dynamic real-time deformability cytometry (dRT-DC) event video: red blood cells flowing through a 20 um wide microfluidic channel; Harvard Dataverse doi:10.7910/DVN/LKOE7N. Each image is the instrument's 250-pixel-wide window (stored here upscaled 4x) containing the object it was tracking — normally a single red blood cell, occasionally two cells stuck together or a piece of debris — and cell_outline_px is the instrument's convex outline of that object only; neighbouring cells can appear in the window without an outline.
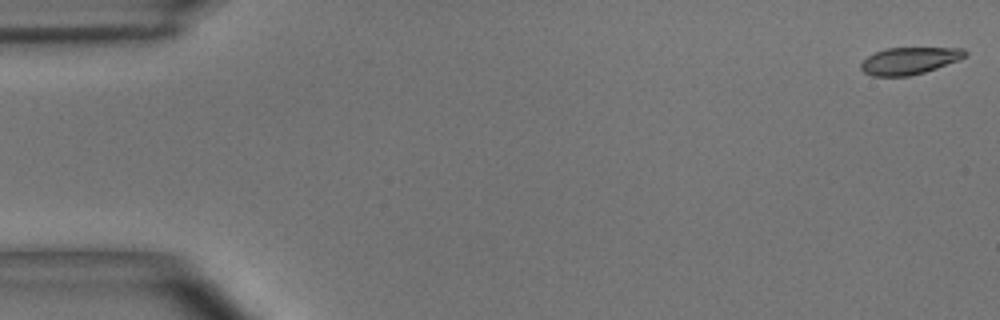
{"species": "common noctule bat (a hibernating species)", "species_latin": "Nyctalus noctula", "temperature_condition": "room temperature", "stored_images_in_passage": 7, "camera_frame_rate_fps": 3000, "um_per_image_px": 0.085, "animal": {"sex": "male", "body_mass_g": 15.6}, "frame": {"image": 1, "passage_image": 1, "time_ms": 0.0, "image_size_px": [1000, 320], "cell_outline_px": [[968, 56], [960, 60], [924, 72], [908, 76], [872, 76], [864, 72], [860, 68], [860, 64], [868, 56], [884, 48], [964, 48], [968, 52]], "centroid_in_image_um": [77.33, 5.16], "position_along_channel_um": 7.7, "area_um2": 16.47}}